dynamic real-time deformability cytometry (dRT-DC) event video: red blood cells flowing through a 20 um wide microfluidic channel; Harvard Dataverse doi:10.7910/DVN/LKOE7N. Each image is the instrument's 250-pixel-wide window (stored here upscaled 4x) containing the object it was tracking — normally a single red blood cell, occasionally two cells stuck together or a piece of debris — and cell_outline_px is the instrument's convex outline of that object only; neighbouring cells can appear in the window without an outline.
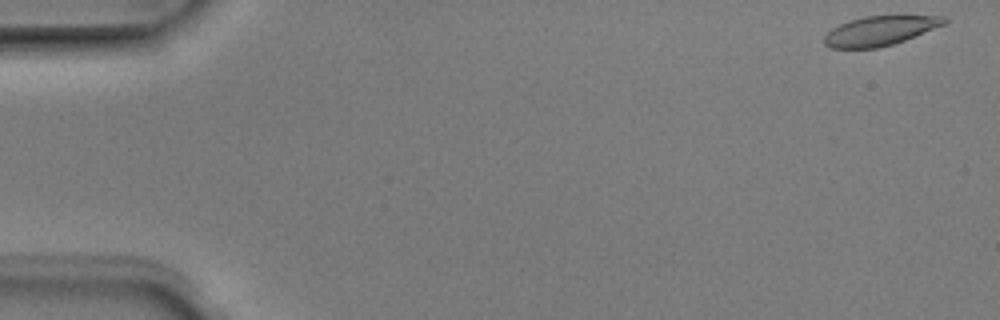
{"species": "Egyptian fruit bat (a non-hibernating species)", "species_latin": "Rousettus aegyptiacus", "temperature_condition": "room temperature", "stored_images_in_passage": 5, "camera_frame_rate_fps": 3000, "um_per_image_px": 0.085, "animal": {"sex": "male"}, "frame": {"image": 1, "passage_image": 1, "time_ms": 0.0, "image_size_px": [1000, 320], "cell_outline_px": [[948, 20], [944, 24], [904, 40], [892, 44], [876, 48], [832, 48], [824, 44], [824, 36], [832, 28], [840, 24], [864, 16], [944, 16]], "centroid_in_image_um": [74.76, 2.62], "position_along_channel_um": 10.2, "area_um2": 20.17}}